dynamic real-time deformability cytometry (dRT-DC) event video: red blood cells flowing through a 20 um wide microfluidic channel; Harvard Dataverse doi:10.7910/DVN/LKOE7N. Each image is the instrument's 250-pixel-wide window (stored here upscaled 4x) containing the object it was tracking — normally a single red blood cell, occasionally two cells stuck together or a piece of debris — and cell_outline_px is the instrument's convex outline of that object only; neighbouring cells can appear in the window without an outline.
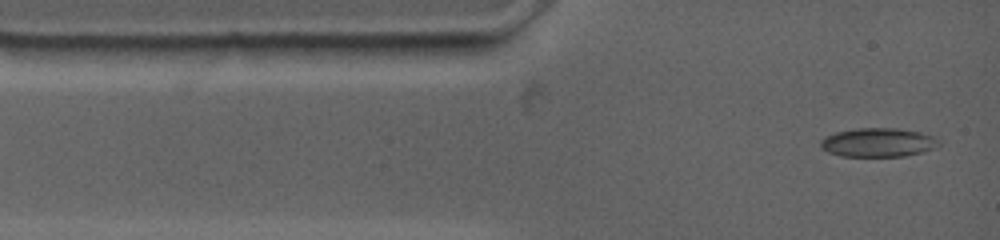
{"species": "common noctule bat (a hibernating species)", "species_latin": "Nyctalus noctula", "temperature_condition": "warm", "stored_images_in_passage": 54, "camera_frame_rate_fps": 4500, "um_per_image_px": 0.085, "animal": {"sex": "female", "body_mass_g": 19.0, "forearm_length_mm": 53.3}, "frame": {"image": 1, "passage_image": 1, "time_ms": 0.0, "image_size_px": [1000, 240], "cell_outline_px": [[940, 144], [924, 152], [904, 156], [840, 156], [828, 152], [820, 148], [820, 140], [824, 136], [836, 132], [856, 128], [896, 128], [920, 132], [932, 136], [940, 140]], "centroid_in_image_um": [74.6, 12.11], "position_along_channel_um": 10.4, "area_um2": 20.0}}
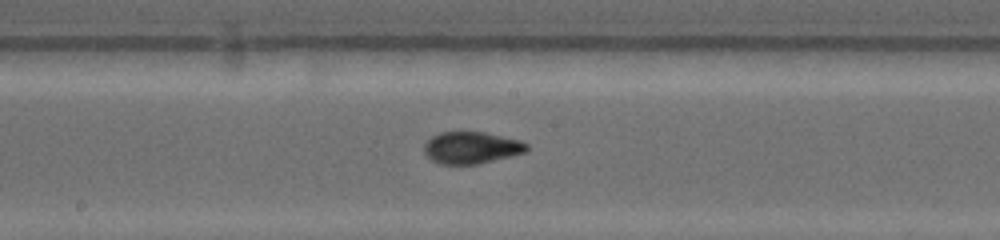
{"frame": {"image": 2, "passage_image": 24, "time_ms": 6.222, "image_size_px": [1000, 240], "cell_outline_px": [[528, 148], [524, 152], [512, 156], [476, 164], [440, 164], [432, 160], [424, 152], [424, 144], [432, 136], [440, 132], [484, 132], [520, 140], [528, 144]], "centroid_in_image_um": [40.06, 12.55], "position_along_channel_um": 208.1, "area_um2": 18.96}}
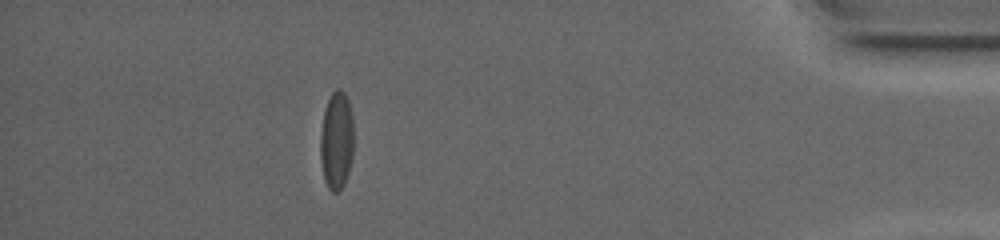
{"frame": {"image": 3, "passage_image": 47, "time_ms": 13.333, "image_size_px": [1000, 240], "cell_outline_px": [[352, 156], [348, 172], [344, 184], [336, 192], [332, 192], [328, 188], [324, 180], [320, 160], [320, 132], [324, 108], [332, 92], [336, 88], [340, 88], [344, 92], [348, 100], [352, 116]], "centroid_in_image_um": [28.58, 11.92], "position_along_channel_um": 406.6, "area_um2": 19.13}, "authors_computed_cell_mechanics": {"area_um2": 19.1896, "velocity_mm_per_s": 3.6903, "shape_relaxation_time_tau1_ms": 8.4188, "shape_relaxation_time_tau2_ms": 1.4832, "deformation_change_tau1": 0.1984, "deformation_change_tau2": 0.0623}}